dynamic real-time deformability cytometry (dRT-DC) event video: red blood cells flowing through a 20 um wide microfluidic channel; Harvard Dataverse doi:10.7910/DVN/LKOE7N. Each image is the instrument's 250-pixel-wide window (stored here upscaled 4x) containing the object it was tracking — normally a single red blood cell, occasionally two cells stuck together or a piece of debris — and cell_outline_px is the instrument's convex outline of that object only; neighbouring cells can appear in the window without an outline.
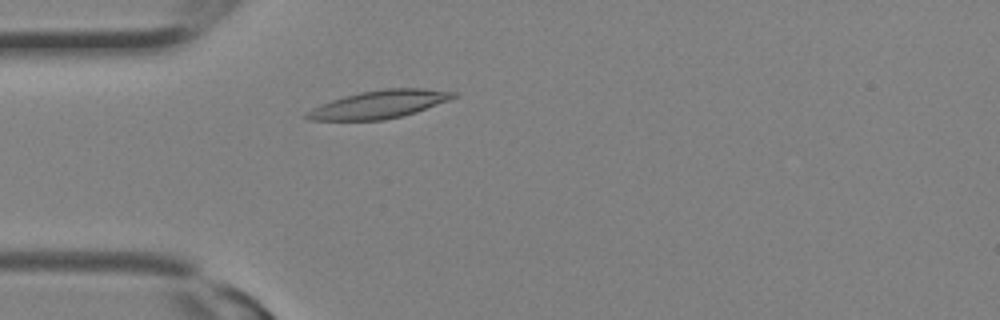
{"species": "Egyptian fruit bat (a non-hibernating species)", "species_latin": "Rousettus aegyptiacus", "temperature_condition": "room temperature", "stored_images_in_passage": 10, "camera_frame_rate_fps": 3000, "um_per_image_px": 0.085, "animal": {"sex": "female"}, "frame": {"image": 1, "passage_image": 4, "time_ms": 1.0, "image_size_px": [1000, 320], "cell_outline_px": [[456, 96], [448, 100], [416, 112], [384, 120], [308, 120], [304, 116], [312, 108], [332, 100], [344, 96], [360, 92], [384, 88], [424, 88], [456, 92]], "centroid_in_image_um": [32.23, 8.86], "position_along_channel_um": 52.8, "area_um2": 23.58}}
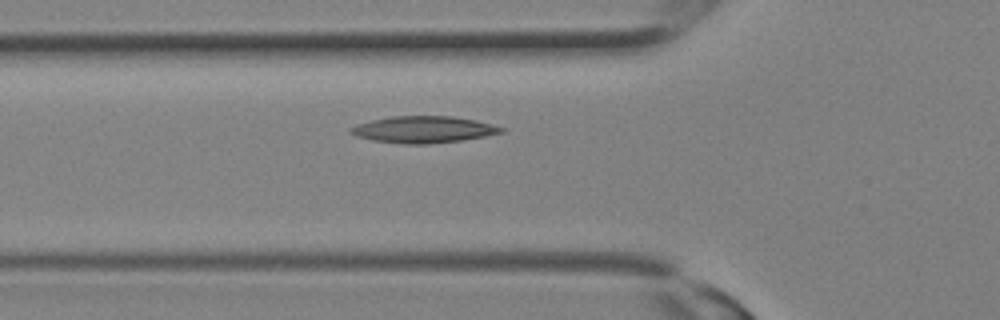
{"frame": {"image": 2, "passage_image": 6, "time_ms": 1.667, "image_size_px": [1000, 320], "cell_outline_px": [[504, 132], [464, 140], [428, 144], [404, 144], [372, 140], [356, 136], [348, 132], [348, 128], [356, 124], [372, 120], [392, 116], [452, 116], [476, 120], [492, 124], [504, 128]], "centroid_in_image_um": [35.97, 11.01], "position_along_channel_um": 89.8, "area_um2": 23.52}}
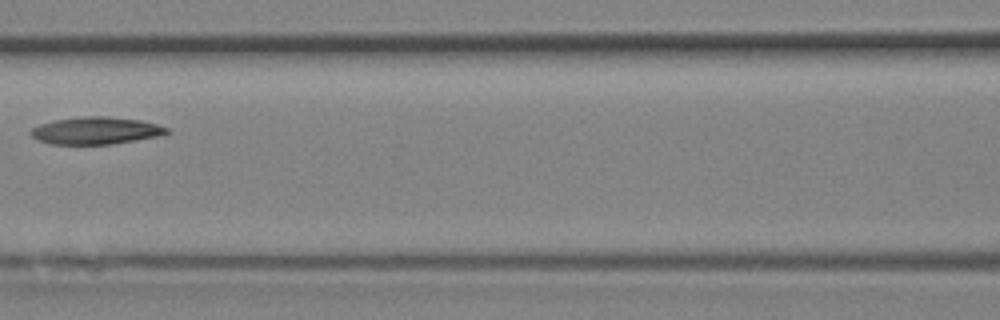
{"frame": {"image": 3, "passage_image": 9, "time_ms": 2.667, "image_size_px": [1000, 320], "cell_outline_px": [[172, 132], [160, 136], [112, 144], [48, 144], [36, 140], [28, 132], [32, 128], [40, 124], [56, 120], [84, 116], [104, 116], [140, 120], [156, 124], [168, 128]], "centroid_in_image_um": [8.14, 11.11], "position_along_channel_um": 158.5, "area_um2": 21.68}}